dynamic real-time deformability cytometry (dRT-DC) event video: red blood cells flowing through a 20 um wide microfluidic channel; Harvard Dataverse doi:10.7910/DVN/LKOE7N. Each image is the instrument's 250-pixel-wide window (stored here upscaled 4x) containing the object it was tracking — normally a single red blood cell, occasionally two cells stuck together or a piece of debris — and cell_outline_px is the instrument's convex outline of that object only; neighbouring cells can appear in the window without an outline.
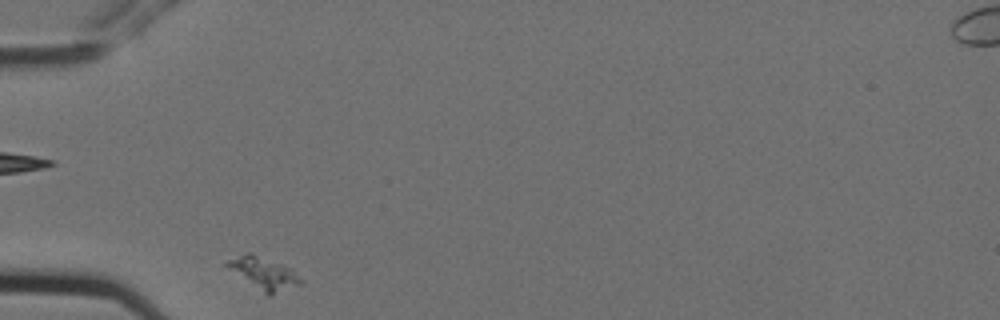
{"species": "Egyptian fruit bat (a non-hibernating species)", "species_latin": "Rousettus aegyptiacus", "temperature_condition": "cold", "stored_images_in_passage": 2, "camera_frame_rate_fps": 3000, "um_per_image_px": 0.085, "animal": {"sex": "female"}, "frame": {"image": 1, "passage_image": 1, "time_ms": 0.0, "image_size_px": [1000, 320], "cell_outline_px": [[300, 284], [268, 296], [228, 268], [224, 264], [228, 260], [248, 252], [292, 268], [300, 280]], "centroid_in_image_um": [22.4, 23.22], "position_along_channel_um": 62.6, "area_um2": 13.18}}